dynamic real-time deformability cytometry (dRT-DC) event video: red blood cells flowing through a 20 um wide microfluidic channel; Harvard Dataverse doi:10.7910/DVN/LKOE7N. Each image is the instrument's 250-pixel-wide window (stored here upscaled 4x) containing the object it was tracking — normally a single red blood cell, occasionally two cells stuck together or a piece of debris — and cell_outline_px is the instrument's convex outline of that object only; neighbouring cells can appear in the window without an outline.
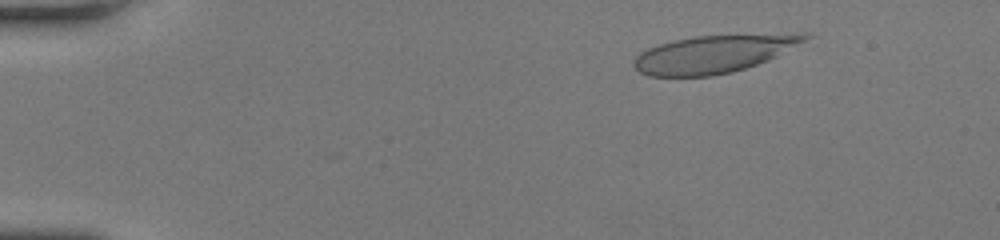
{"species": "human", "species_latin": "Homo sapiens", "temperature_condition": "room temperature", "stored_images_in_passage": 47, "camera_frame_rate_fps": 3000, "um_per_image_px": 0.085, "donor": {"sex": "female"}, "frame": {"image": 1, "passage_image": 3, "time_ms": 0.667, "image_size_px": [1000, 240], "cell_outline_px": [[812, 36], [776, 56], [768, 60], [732, 72], [712, 76], [648, 76], [640, 72], [632, 64], [632, 60], [640, 52], [648, 48], [672, 40], [692, 36], [796, 32], [812, 32]], "centroid_in_image_um": [60.69, 4.56], "position_along_channel_um": 24.3, "area_um2": 38.03}}
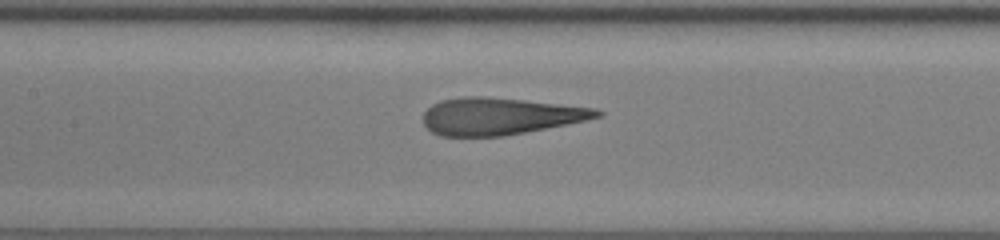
{"frame": {"image": 2, "passage_image": 21, "time_ms": 6.667, "image_size_px": [1000, 240], "cell_outline_px": [[604, 112], [600, 116], [584, 120], [504, 136], [440, 136], [432, 132], [424, 124], [424, 112], [432, 104], [440, 100], [460, 96], [488, 96], [596, 108]], "centroid_in_image_um": [42.44, 9.86], "position_along_channel_um": 165.0, "area_um2": 37.28}}
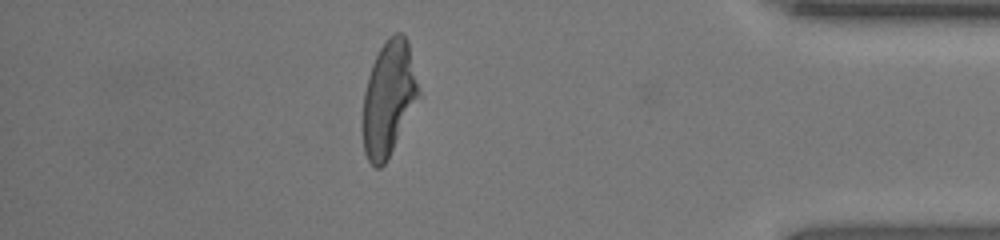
{"frame": {"image": 3, "passage_image": 41, "time_ms": 13.333, "image_size_px": [1000, 240], "cell_outline_px": [[420, 96], [384, 164], [380, 168], [376, 168], [368, 160], [364, 152], [364, 92], [368, 76], [372, 64], [380, 48], [388, 36], [396, 32], [400, 32], [408, 40], [420, 92]], "centroid_in_image_um": [33.05, 8.31], "position_along_channel_um": 402.2, "area_um2": 36.65}, "authors_computed_cell_mechanics": {"area_um2": 38.0902, "velocity_mm_per_s": 4.0674, "shape_relaxation_time_tau1_ms": 4.9802, "shape_relaxation_time_tau2_ms": 0.9311, "deformation_change_tau1": 0.2534, "deformation_change_tau2": 0.117}}